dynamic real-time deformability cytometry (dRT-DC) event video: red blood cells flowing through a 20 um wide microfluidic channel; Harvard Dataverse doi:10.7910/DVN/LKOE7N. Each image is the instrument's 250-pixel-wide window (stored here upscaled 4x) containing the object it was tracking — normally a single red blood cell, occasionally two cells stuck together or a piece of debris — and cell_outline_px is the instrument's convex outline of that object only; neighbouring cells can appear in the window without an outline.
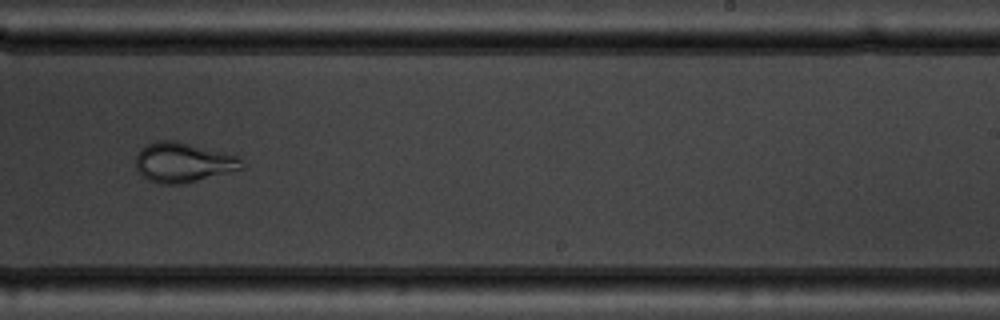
{"species": "common noctule bat (a hibernating species)", "species_latin": "Nyctalus noctula", "temperature_condition": "warm", "stored_images_in_passage": 11, "camera_frame_rate_fps": 3000, "um_per_image_px": 0.085, "animal": {"sex": "male", "body_mass_g": 19.5, "forearm_length_mm": 54.6}, "frame": {"image": 1, "passage_image": 10, "time_ms": 11.0, "image_size_px": [1000, 320], "cell_outline_px": [[244, 168], [184, 184], [160, 184], [148, 180], [140, 176], [136, 168], [136, 156], [140, 148], [148, 144], [160, 140], [176, 140], [240, 156]], "centroid_in_image_um": [15.55, 13.81], "position_along_channel_um": 273.5, "area_um2": 24.8}}